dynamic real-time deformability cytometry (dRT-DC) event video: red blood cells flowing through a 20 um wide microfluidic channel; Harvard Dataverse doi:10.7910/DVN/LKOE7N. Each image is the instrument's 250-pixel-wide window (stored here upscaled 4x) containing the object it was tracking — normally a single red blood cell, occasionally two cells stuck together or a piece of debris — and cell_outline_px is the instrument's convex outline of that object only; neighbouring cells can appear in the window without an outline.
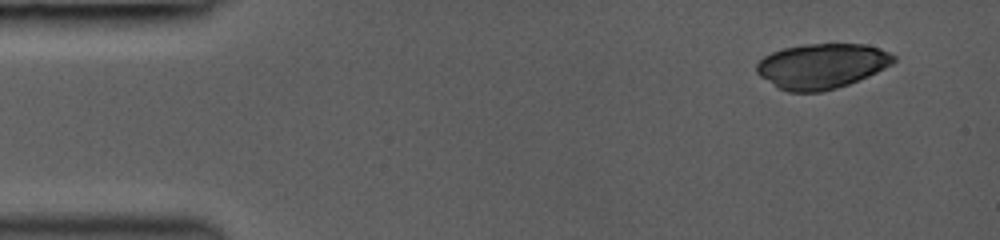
{"species": "common noctule bat (a hibernating species)", "species_latin": "Nyctalus noctula", "temperature_condition": "room temperature", "stored_images_in_passage": 4, "camera_frame_rate_fps": 3000, "um_per_image_px": 0.085, "animal": {"sex": "female", "body_mass_g": 19.0, "forearm_length_mm": 53.3}, "frame": {"image": 1, "passage_image": 1, "time_ms": 0.0, "image_size_px": [1000, 240], "cell_outline_px": [[896, 60], [892, 64], [868, 76], [848, 84], [836, 88], [820, 92], [788, 92], [780, 88], [760, 76], [756, 72], [756, 64], [764, 56], [772, 52], [784, 48], [804, 44], [864, 44], [880, 48], [896, 56]], "centroid_in_image_um": [69.85, 5.6], "position_along_channel_um": 15.1, "area_um2": 35.84}}